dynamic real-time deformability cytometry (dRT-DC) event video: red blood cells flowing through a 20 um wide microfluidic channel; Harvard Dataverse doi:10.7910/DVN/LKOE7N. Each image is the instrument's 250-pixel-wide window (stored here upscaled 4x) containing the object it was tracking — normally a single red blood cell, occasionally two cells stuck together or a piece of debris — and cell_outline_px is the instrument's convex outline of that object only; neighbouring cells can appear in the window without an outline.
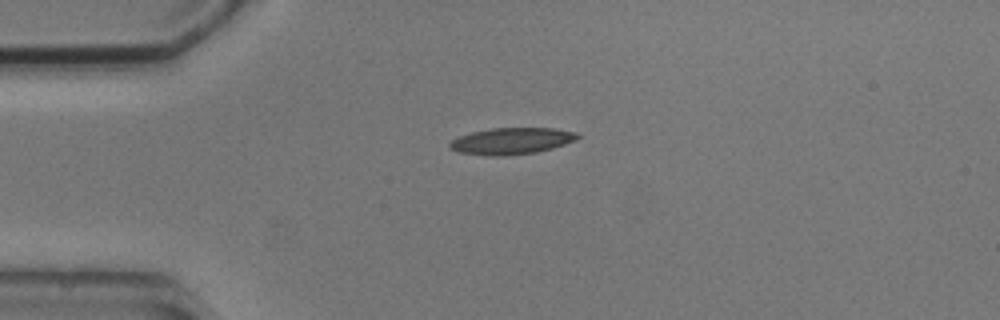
{"species": "common noctule bat (a hibernating species)", "species_latin": "Nyctalus noctula", "temperature_condition": "cold", "stored_images_in_passage": 2, "camera_frame_rate_fps": 3000, "um_per_image_px": 0.085, "animal": {"sex": "male", "body_mass_g": 20.5, "forearm_length_mm": 52.5}, "frame": {"image": 1, "passage_image": 1, "time_ms": 0.0, "image_size_px": [1000, 320], "cell_outline_px": [[580, 136], [576, 140], [552, 148], [536, 152], [504, 156], [492, 156], [460, 152], [452, 148], [448, 144], [452, 140], [460, 136], [472, 132], [492, 128], [552, 128], [576, 132]], "centroid_in_image_um": [43.5, 11.98], "position_along_channel_um": 41.5, "area_um2": 19.54}}